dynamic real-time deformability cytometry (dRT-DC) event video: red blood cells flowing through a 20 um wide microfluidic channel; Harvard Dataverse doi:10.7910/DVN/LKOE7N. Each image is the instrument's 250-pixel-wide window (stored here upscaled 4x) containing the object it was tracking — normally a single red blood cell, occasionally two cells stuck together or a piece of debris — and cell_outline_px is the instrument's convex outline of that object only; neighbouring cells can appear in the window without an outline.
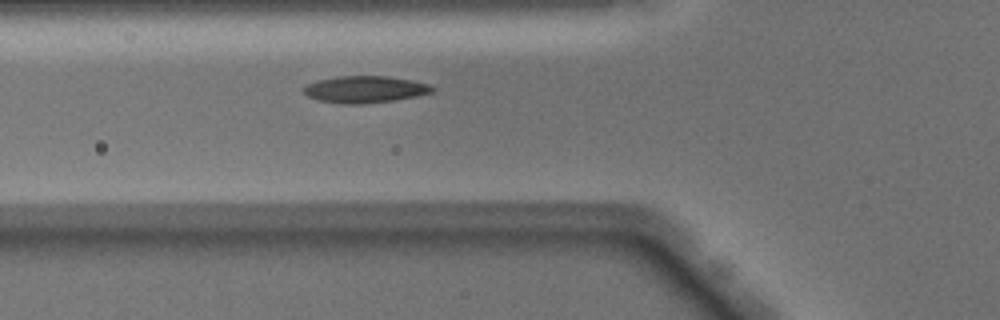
{"species": "Egyptian fruit bat (a non-hibernating species)", "species_latin": "Rousettus aegyptiacus", "temperature_condition": "warm", "stored_images_in_passage": 35, "camera_frame_rate_fps": 3000, "um_per_image_px": 0.085, "animal": {"sex": "male"}, "frame": {"image": 1, "passage_image": 4, "time_ms": 1.0, "image_size_px": [1000, 320], "cell_outline_px": [[436, 88], [432, 92], [416, 96], [396, 100], [360, 104], [340, 104], [316, 100], [308, 96], [304, 92], [304, 88], [308, 84], [320, 80], [336, 76], [388, 76], [412, 80], [428, 84]], "centroid_in_image_um": [31.03, 7.6], "position_along_channel_um": 94.8, "area_um2": 20.11}}
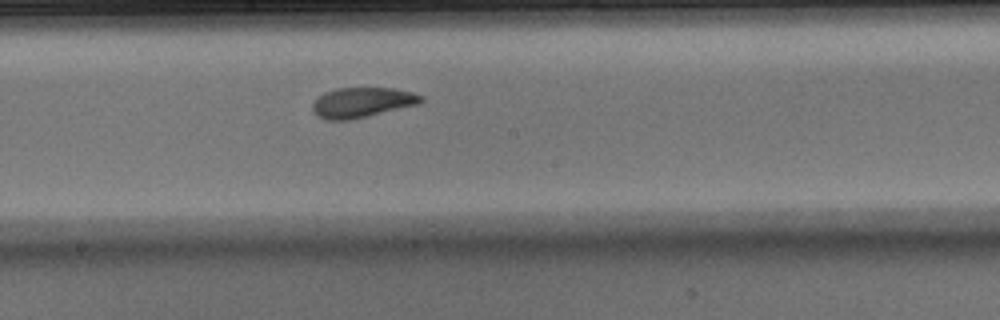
{"frame": {"image": 2, "passage_image": 13, "time_ms": 4.0, "image_size_px": [1000, 320], "cell_outline_px": [[424, 100], [420, 104], [368, 116], [348, 120], [324, 120], [316, 116], [312, 112], [312, 104], [324, 92], [336, 88], [392, 88], [412, 92], [424, 96]], "centroid_in_image_um": [30.77, 8.71], "position_along_channel_um": 217.4, "area_um2": 19.19}}
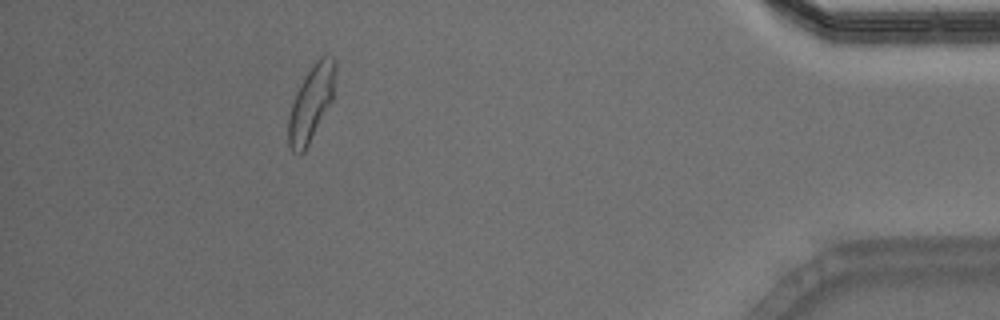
{"frame": {"image": 3, "passage_image": 31, "time_ms": 10.0, "image_size_px": [1000, 320], "cell_outline_px": [[336, 68], [332, 100], [304, 152], [292, 152], [288, 144], [288, 116], [296, 92], [304, 76], [316, 60], [320, 56], [332, 56], [336, 60]], "centroid_in_image_um": [26.44, 8.74], "position_along_channel_um": 408.8, "area_um2": 20.4}, "authors_computed_cell_mechanics": {"area_um2": 19.4786, "velocity_mm_per_s": 4.0648, "shape_relaxation_time_tau1_ms": 3.5484, "shape_relaxation_time_tau2_ms": 1.1316, "deformation_change_tau1": 0.1582, "deformation_change_tau2": 0.0793}}